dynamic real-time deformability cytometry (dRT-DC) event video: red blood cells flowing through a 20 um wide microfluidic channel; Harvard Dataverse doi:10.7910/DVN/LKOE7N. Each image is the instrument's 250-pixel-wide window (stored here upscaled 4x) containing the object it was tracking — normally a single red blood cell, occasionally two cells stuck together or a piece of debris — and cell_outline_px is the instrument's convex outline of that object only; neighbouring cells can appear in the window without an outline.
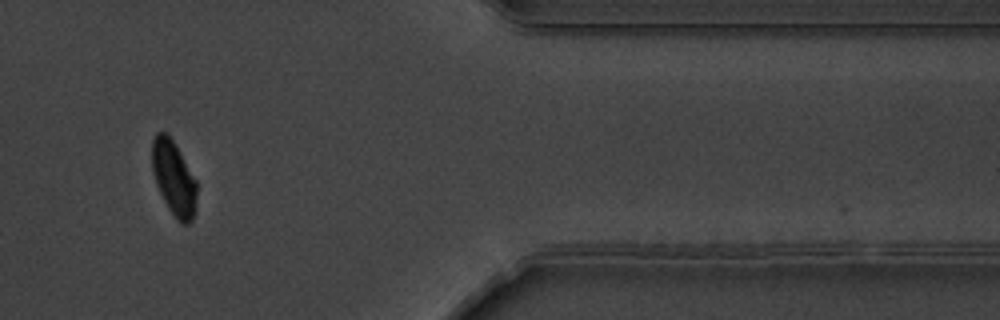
{"species": "common noctule bat (a hibernating species)", "species_latin": "Nyctalus noctula", "temperature_condition": "warm", "stored_images_in_passage": 15, "camera_frame_rate_fps": 3000, "um_per_image_px": 0.085, "animal": {"sex": "male", "body_mass_g": 19.5, "forearm_length_mm": 54.6}, "frame": {"image": 1, "passage_image": 13, "time_ms": 4.0, "image_size_px": [1000, 320], "cell_outline_px": [[196, 212], [192, 220], [188, 224], [180, 224], [168, 208], [156, 184], [152, 172], [152, 140], [156, 132], [168, 132], [196, 180]], "centroid_in_image_um": [14.77, 15.15], "position_along_channel_um": 396.6, "area_um2": 19.54}}